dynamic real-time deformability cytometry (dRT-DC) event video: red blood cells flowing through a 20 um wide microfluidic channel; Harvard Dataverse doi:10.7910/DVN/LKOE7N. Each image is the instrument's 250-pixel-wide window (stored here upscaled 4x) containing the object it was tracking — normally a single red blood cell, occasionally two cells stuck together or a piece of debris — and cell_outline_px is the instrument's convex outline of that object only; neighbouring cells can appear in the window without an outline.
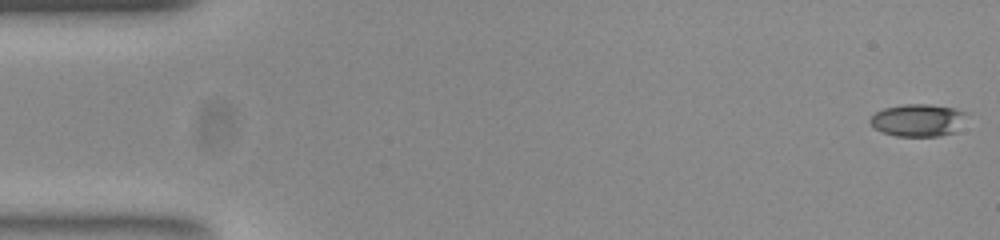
{"species": "common noctule bat (a hibernating species)", "species_latin": "Nyctalus noctula", "temperature_condition": "room temperature", "stored_images_in_passage": 52, "camera_frame_rate_fps": 3000, "um_per_image_px": 0.085, "animal": {"sex": "female", "body_mass_g": 23.0, "forearm_length_mm": 53.4}, "frame": {"image": 1, "passage_image": 1, "time_ms": 0.0, "image_size_px": [1000, 240], "cell_outline_px": [[968, 112], [956, 132], [940, 136], [896, 136], [884, 132], [876, 128], [868, 120], [876, 112], [884, 108], [904, 104], [928, 104], [956, 108]], "centroid_in_image_um": [78.06, 10.21], "position_along_channel_um": 6.9, "area_um2": 18.21}}
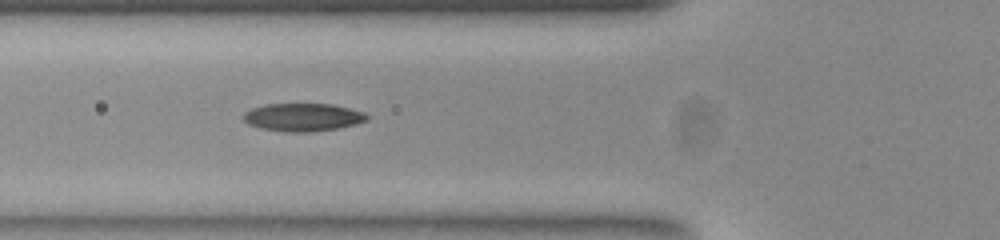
{"frame": {"image": 2, "passage_image": 19, "time_ms": 6.0, "image_size_px": [1000, 240], "cell_outline_px": [[368, 120], [356, 124], [336, 128], [308, 132], [288, 132], [260, 128], [248, 124], [244, 120], [244, 112], [252, 108], [264, 104], [332, 104], [364, 112], [368, 116]], "centroid_in_image_um": [25.73, 9.96], "position_along_channel_um": 100.1, "area_um2": 20.0}}
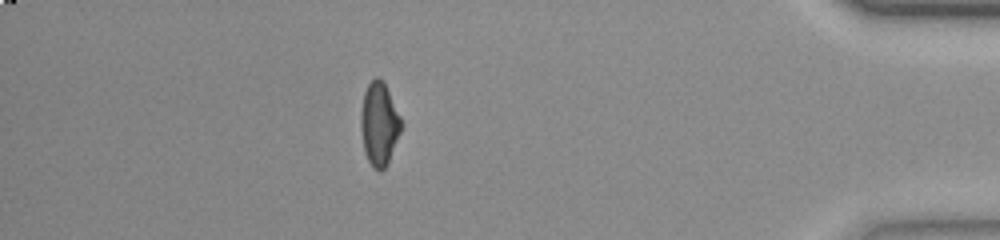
{"frame": {"image": 3, "passage_image": 46, "time_ms": 15.0, "image_size_px": [1000, 240], "cell_outline_px": [[404, 124], [388, 160], [384, 168], [380, 172], [372, 168], [364, 152], [360, 124], [360, 116], [364, 92], [368, 84], [376, 76], [384, 84]], "centroid_in_image_um": [32.22, 10.57], "position_along_channel_um": 403.0, "area_um2": 19.31}, "authors_computed_cell_mechanics": {"area_um2": 19.6809, "velocity_mm_per_s": 3.9087, "shape_relaxation_time_tau1_ms": 8.7939, "shape_relaxation_time_tau2_ms": 2.0619, "deformation_change_tau1": 0.2471, "deformation_change_tau2": 0.0846}}